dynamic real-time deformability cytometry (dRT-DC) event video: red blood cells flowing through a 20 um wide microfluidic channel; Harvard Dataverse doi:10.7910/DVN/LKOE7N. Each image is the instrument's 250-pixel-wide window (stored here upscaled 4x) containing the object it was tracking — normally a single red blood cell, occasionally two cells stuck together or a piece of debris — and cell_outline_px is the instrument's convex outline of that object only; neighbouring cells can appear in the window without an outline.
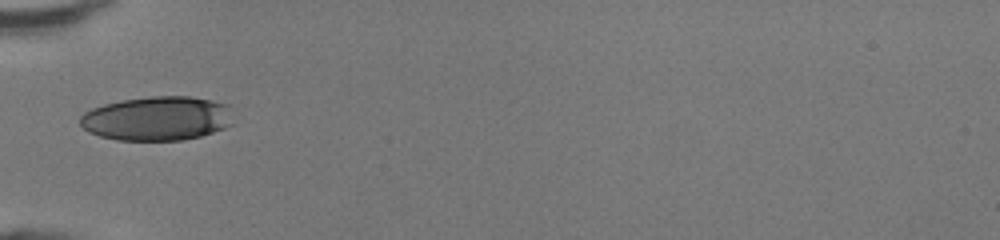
{"species": "human", "species_latin": "Homo sapiens", "temperature_condition": "room temperature", "stored_images_in_passage": 3, "camera_frame_rate_fps": 3000, "um_per_image_px": 0.085, "donor": {"sex": "female"}, "frame": {"image": 1, "passage_image": 1, "time_ms": 0.0, "image_size_px": [1000, 240], "cell_outline_px": [[236, 124], [200, 136], [184, 140], [116, 140], [100, 136], [88, 132], [80, 124], [80, 116], [84, 112], [92, 108], [104, 104], [120, 100], [152, 96], [192, 96], [212, 100], [228, 104]], "centroid_in_image_um": [13.39, 10.06], "position_along_channel_um": 71.6, "area_um2": 39.94}}